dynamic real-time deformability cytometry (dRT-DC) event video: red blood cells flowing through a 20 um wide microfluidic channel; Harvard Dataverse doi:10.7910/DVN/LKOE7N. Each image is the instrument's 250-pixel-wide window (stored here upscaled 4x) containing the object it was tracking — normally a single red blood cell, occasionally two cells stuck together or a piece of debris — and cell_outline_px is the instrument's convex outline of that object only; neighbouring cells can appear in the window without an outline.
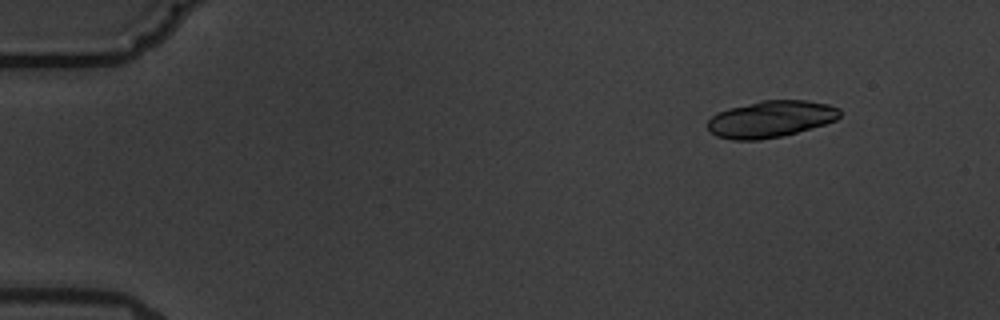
{"species": "common noctule bat (a hibernating species)", "species_latin": "Nyctalus noctula", "temperature_condition": "warm", "stored_images_in_passage": 10, "segment_of_instrument_passage": [1, 2], "camera_frame_rate_fps": 3000, "um_per_image_px": 0.085, "animal": {"sex": "male", "body_mass_g": 19.5, "forearm_length_mm": 54.6}, "frame": {"image": 1, "passage_image": 2, "time_ms": 1.333, "image_size_px": [1000, 320], "cell_outline_px": [[840, 116], [836, 120], [824, 124], [796, 132], [780, 136], [760, 140], [732, 140], [716, 136], [708, 128], [708, 120], [716, 112], [728, 108], [760, 100], [804, 100], [828, 104], [840, 108]], "centroid_in_image_um": [65.49, 10.11], "position_along_channel_um": 19.5, "area_um2": 28.26}}